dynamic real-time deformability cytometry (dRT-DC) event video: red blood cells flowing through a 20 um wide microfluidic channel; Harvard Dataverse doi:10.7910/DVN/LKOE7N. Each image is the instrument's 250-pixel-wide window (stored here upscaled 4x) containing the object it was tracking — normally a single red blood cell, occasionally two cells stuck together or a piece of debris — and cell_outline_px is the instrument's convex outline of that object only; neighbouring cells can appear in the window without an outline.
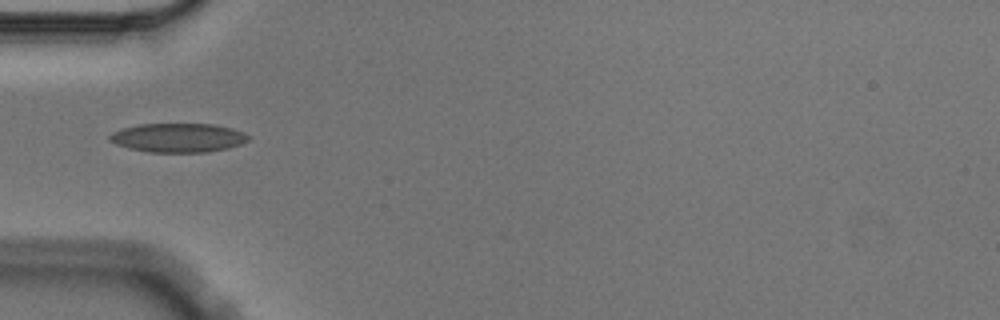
{"species": "Egyptian fruit bat (a non-hibernating species)", "species_latin": "Rousettus aegyptiacus", "temperature_condition": "cold", "stored_images_in_passage": 6, "camera_frame_rate_fps": 3000, "um_per_image_px": 0.085, "animal": {"sex": "male"}, "frame": {"image": 1, "passage_image": 4, "time_ms": 1.0, "image_size_px": [1000, 320], "cell_outline_px": [[252, 140], [228, 148], [208, 152], [148, 152], [128, 148], [116, 144], [108, 140], [108, 136], [112, 132], [124, 128], [140, 124], [212, 124], [232, 128], [244, 132], [252, 136]], "centroid_in_image_um": [15.18, 11.71], "position_along_channel_um": 69.8, "area_um2": 23.64}}
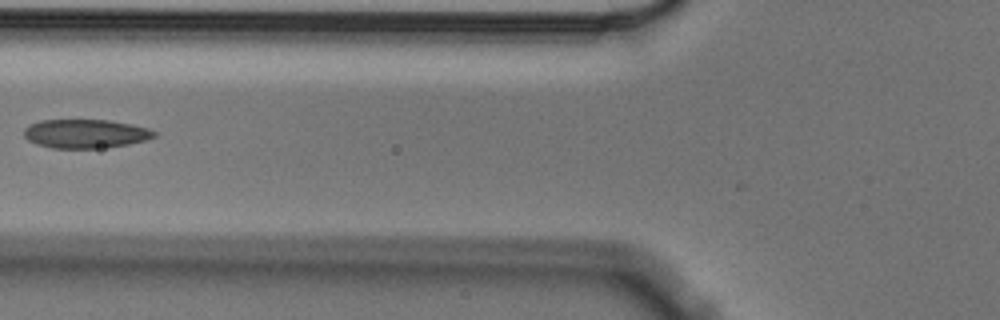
{"frame": {"image": 2, "passage_image": 5, "time_ms": 1.333, "image_size_px": [1000, 320], "cell_outline_px": [[156, 136], [148, 140], [128, 144], [100, 148], [52, 148], [36, 144], [28, 140], [24, 136], [24, 128], [40, 120], [108, 120], [132, 124], [148, 128], [156, 132]], "centroid_in_image_um": [7.28, 11.36], "position_along_channel_um": 118.5, "area_um2": 21.91}}
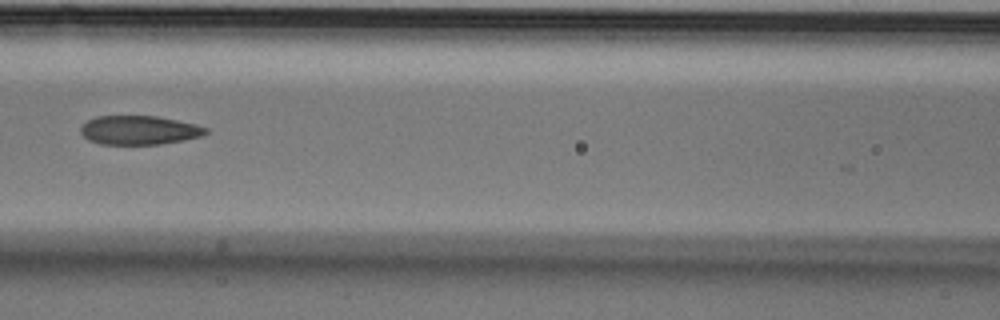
{"frame": {"image": 3, "passage_image": 6, "time_ms": 1.667, "image_size_px": [1000, 320], "cell_outline_px": [[208, 132], [200, 136], [184, 140], [160, 144], [100, 144], [88, 140], [80, 132], [80, 128], [88, 120], [96, 116], [156, 116], [196, 124], [208, 128]], "centroid_in_image_um": [11.82, 11.06], "position_along_channel_um": 154.8, "area_um2": 21.04}}